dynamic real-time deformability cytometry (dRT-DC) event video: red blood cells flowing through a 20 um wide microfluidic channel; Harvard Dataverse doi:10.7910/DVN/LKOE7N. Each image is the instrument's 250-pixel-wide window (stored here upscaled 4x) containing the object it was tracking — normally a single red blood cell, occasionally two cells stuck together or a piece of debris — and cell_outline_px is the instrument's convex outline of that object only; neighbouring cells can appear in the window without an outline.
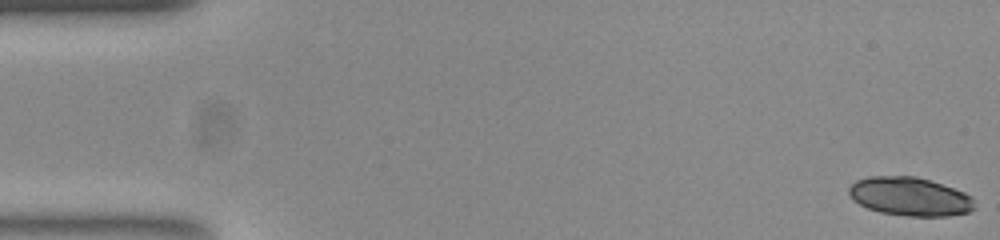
{"species": "common noctule bat (a hibernating species)", "species_latin": "Nyctalus noctula", "temperature_condition": "room temperature", "stored_images_in_passage": 54, "camera_frame_rate_fps": 3000, "um_per_image_px": 0.085, "animal": {"sex": "female", "body_mass_g": 23.0, "forearm_length_mm": 53.4}, "frame": {"image": 1, "passage_image": 1, "time_ms": 0.0, "image_size_px": [1000, 240], "cell_outline_px": [[976, 208], [968, 212], [948, 216], [908, 216], [880, 212], [868, 208], [852, 200], [848, 192], [848, 188], [856, 180], [868, 176], [916, 176], [964, 192], [972, 196]], "centroid_in_image_um": [77.33, 16.71], "position_along_channel_um": 7.7, "area_um2": 28.26}}
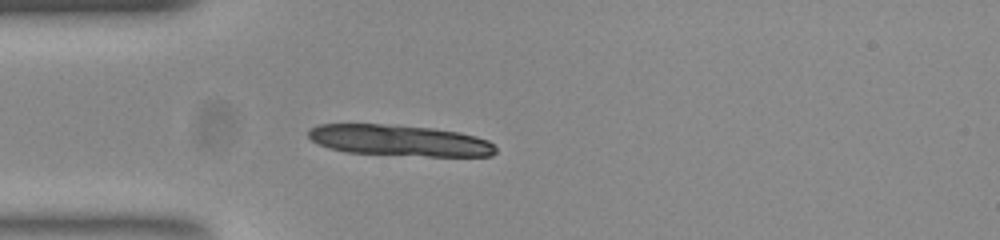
{"frame": {"image": 2, "passage_image": 15, "time_ms": 4.667, "image_size_px": [1000, 240], "cell_outline_px": [[496, 152], [492, 156], [428, 156], [344, 152], [328, 148], [312, 140], [308, 136], [308, 128], [316, 124], [380, 124], [432, 128], [460, 132], [476, 136], [488, 140], [496, 148]], "centroid_in_image_um": [33.94, 11.93], "position_along_channel_um": 51.1, "area_um2": 33.99}, "authors_computed_cell_mechanics": {"area_um2": 28.8133, "velocity_mm_per_s": 3.726, "shape_relaxation_time_tau1_ms": 0.9324, "shape_relaxation_time_tau2_ms": 6.293, "deformation_change_tau1": 0.2614, "deformation_change_tau2": 0.1133}}